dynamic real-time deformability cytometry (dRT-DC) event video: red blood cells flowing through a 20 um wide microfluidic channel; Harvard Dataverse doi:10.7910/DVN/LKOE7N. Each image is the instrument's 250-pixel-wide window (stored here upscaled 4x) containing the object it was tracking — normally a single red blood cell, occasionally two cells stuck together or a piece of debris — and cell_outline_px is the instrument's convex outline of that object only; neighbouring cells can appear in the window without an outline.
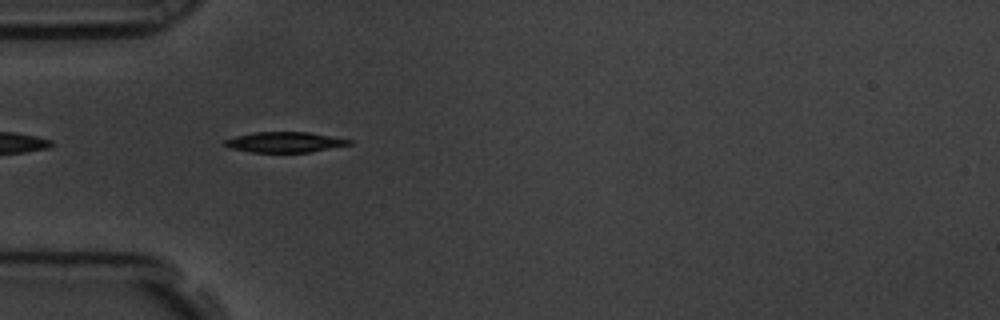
{"species": "common noctule bat (a hibernating species)", "species_latin": "Nyctalus noctula", "temperature_condition": "room temperature", "stored_images_in_passage": 6, "segment_of_instrument_passage": [2, 2], "camera_frame_rate_fps": 3000, "um_per_image_px": 0.085, "animal": {"sex": "male", "body_mass_g": 19.5, "forearm_length_mm": 54.6}, "frame": {"image": 1, "passage_image": 5, "time_ms": 1.333, "image_size_px": [1000, 320], "cell_outline_px": [[352, 144], [308, 152], [252, 152], [228, 148], [220, 144], [224, 140], [236, 136], [256, 132], [308, 132], [352, 140]], "centroid_in_image_um": [24.13, 12.08], "position_along_channel_um": 60.9, "area_um2": 14.74}}
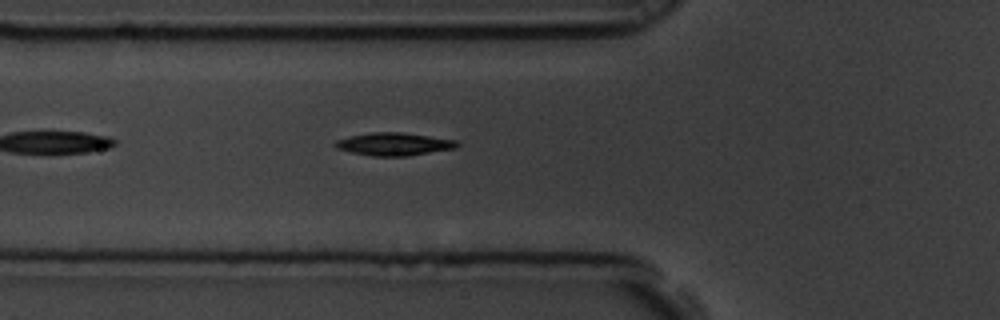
{"frame": {"image": 2, "passage_image": 6, "time_ms": 1.667, "image_size_px": [1000, 320], "cell_outline_px": [[460, 144], [456, 148], [408, 156], [372, 156], [352, 152], [336, 148], [332, 144], [336, 140], [348, 136], [372, 132], [400, 132], [456, 140]], "centroid_in_image_um": [33.46, 12.25], "position_along_channel_um": 92.3, "area_um2": 16.18}}